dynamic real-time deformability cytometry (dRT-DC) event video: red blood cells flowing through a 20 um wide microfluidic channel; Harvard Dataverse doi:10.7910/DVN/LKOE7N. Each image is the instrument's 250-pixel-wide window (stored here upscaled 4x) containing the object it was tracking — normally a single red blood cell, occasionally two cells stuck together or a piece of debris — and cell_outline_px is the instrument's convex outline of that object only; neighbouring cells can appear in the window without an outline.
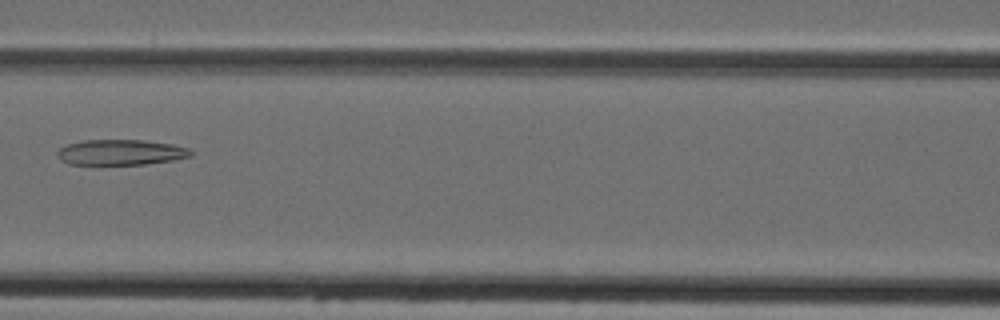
{"species": "Egyptian fruit bat (a non-hibernating species)", "species_latin": "Rousettus aegyptiacus", "temperature_condition": "cold", "stored_images_in_passage": 5, "camera_frame_rate_fps": 3000, "um_per_image_px": 0.085, "animal": {"sex": "female"}, "frame": {"image": 1, "passage_image": 5, "time_ms": 4.667, "image_size_px": [1000, 320], "cell_outline_px": [[192, 156], [172, 160], [144, 164], [68, 164], [60, 160], [56, 156], [56, 152], [60, 148], [68, 144], [84, 140], [144, 140], [172, 144], [188, 148], [192, 152]], "centroid_in_image_um": [10.24, 12.94], "position_along_channel_um": 156.4, "area_um2": 19.77}}